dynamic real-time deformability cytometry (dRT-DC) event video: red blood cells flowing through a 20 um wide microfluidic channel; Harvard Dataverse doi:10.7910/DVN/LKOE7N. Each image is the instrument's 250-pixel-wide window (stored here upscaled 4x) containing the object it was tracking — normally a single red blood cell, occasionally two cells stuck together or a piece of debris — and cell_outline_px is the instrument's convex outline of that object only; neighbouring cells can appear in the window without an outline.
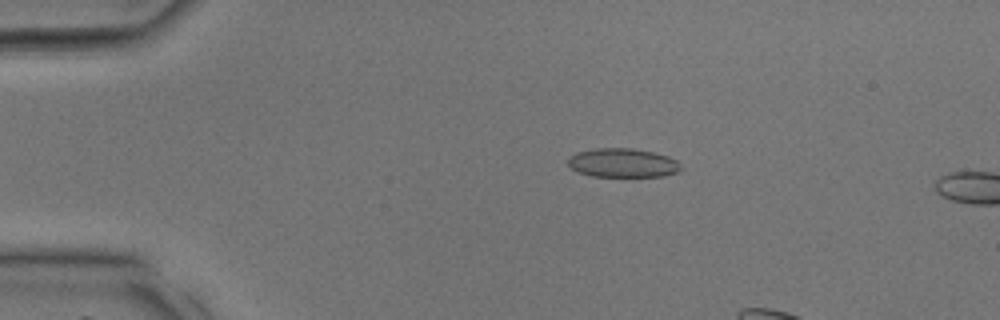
{"species": "common noctule bat (a hibernating species)", "species_latin": "Nyctalus noctula", "temperature_condition": "room temperature", "stored_images_in_passage": 9, "camera_frame_rate_fps": 3000, "um_per_image_px": 0.085, "animal": {"sex": "male", "body_mass_g": 17.9, "forearm_length_mm": 54.2}, "frame": {"image": 1, "passage_image": 7, "time_ms": 2.0, "image_size_px": [1000, 320], "cell_outline_px": [[684, 168], [680, 172], [664, 176], [592, 176], [580, 172], [572, 168], [568, 164], [568, 160], [576, 152], [596, 148], [632, 148], [652, 152], [668, 156], [676, 160]], "centroid_in_image_um": [52.99, 13.84], "position_along_channel_um": 32.0, "area_um2": 19.02}}